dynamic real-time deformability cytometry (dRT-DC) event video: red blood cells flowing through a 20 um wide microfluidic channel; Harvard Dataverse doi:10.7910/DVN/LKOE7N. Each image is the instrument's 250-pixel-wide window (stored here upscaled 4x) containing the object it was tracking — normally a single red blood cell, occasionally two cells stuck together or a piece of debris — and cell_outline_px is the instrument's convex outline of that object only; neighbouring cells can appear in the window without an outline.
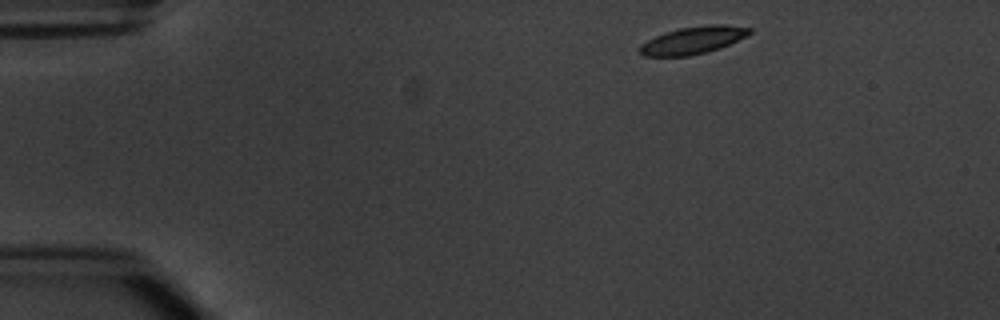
{"species": "common noctule bat (a hibernating species)", "species_latin": "Nyctalus noctula", "temperature_condition": "warm", "stored_images_in_passage": 3, "camera_frame_rate_fps": 3000, "um_per_image_px": 0.085, "animal": {"sex": "male", "body_mass_g": 20.1, "forearm_length_mm": 53.5}, "frame": {"image": 1, "passage_image": 1, "time_ms": 0.0, "image_size_px": [1000, 320], "cell_outline_px": [[752, 32], [720, 48], [688, 56], [644, 56], [640, 52], [640, 44], [664, 32], [680, 28], [708, 24], [724, 24], [752, 28]], "centroid_in_image_um": [58.89, 3.41], "position_along_channel_um": 26.1, "area_um2": 17.28}}